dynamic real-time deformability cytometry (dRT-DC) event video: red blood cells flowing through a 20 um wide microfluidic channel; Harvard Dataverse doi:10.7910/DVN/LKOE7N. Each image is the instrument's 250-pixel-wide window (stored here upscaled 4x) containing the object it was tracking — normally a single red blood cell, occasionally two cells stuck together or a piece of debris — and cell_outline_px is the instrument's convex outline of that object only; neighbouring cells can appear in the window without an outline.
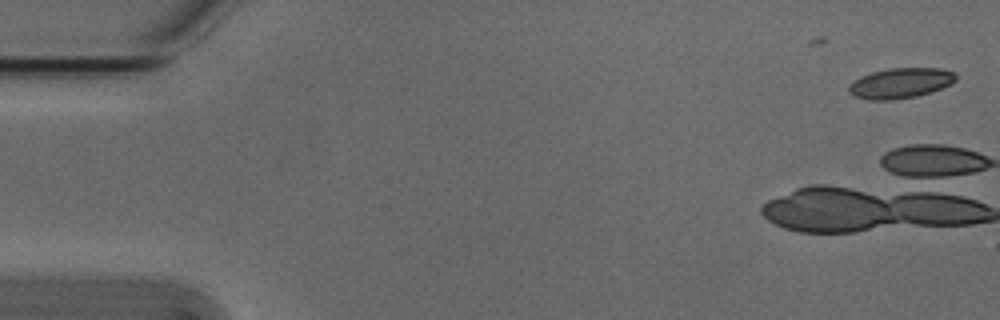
{"species": "Egyptian fruit bat (a non-hibernating species)", "species_latin": "Rousettus aegyptiacus", "temperature_condition": "cold", "stored_images_in_passage": 10, "camera_frame_rate_fps": 3000, "um_per_image_px": 0.085, "animal": {"sex": "male"}, "frame": {"image": 1, "passage_image": 1, "time_ms": 0.0, "image_size_px": [1000, 320], "cell_outline_px": [[956, 80], [952, 84], [916, 96], [892, 100], [868, 100], [856, 96], [848, 92], [848, 88], [860, 76], [872, 72], [888, 68], [940, 68], [956, 72]], "centroid_in_image_um": [76.56, 7.05], "position_along_channel_um": 8.4, "area_um2": 18.79}}